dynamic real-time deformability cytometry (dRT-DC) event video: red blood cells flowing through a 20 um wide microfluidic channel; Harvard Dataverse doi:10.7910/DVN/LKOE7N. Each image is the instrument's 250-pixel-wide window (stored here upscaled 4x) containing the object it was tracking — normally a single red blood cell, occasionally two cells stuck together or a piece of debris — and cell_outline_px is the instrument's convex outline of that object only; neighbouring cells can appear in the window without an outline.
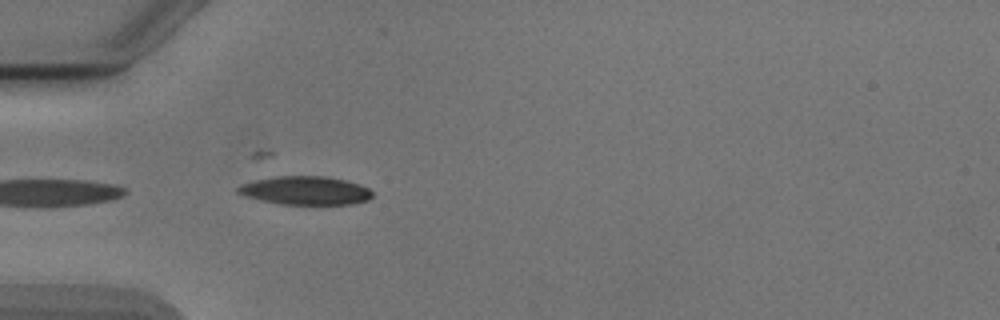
{"species": "Egyptian fruit bat (a non-hibernating species)", "species_latin": "Rousettus aegyptiacus", "temperature_condition": "cold", "stored_images_in_passage": 4, "camera_frame_rate_fps": 3000, "um_per_image_px": 0.085, "animal": {"sex": "male"}, "frame": {"image": 1, "passage_image": 1, "time_ms": 0.0, "image_size_px": [1000, 320], "cell_outline_px": [[372, 196], [368, 200], [352, 204], [280, 204], [244, 196], [236, 192], [236, 188], [244, 184], [256, 180], [276, 176], [328, 176], [344, 180], [368, 188], [372, 192]], "centroid_in_image_um": [25.96, 16.2], "position_along_channel_um": 59.0, "area_um2": 22.08}}